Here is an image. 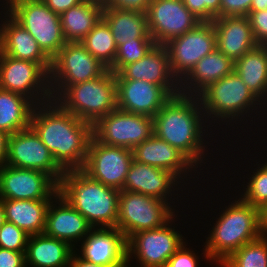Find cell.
<instances>
[{
    "mask_svg": "<svg viewBox=\"0 0 267 267\" xmlns=\"http://www.w3.org/2000/svg\"><path fill=\"white\" fill-rule=\"evenodd\" d=\"M107 70L80 42H67L52 59V99L56 100L70 85L100 77Z\"/></svg>",
    "mask_w": 267,
    "mask_h": 267,
    "instance_id": "9",
    "label": "cell"
},
{
    "mask_svg": "<svg viewBox=\"0 0 267 267\" xmlns=\"http://www.w3.org/2000/svg\"><path fill=\"white\" fill-rule=\"evenodd\" d=\"M224 262L229 267H267V239L260 237L246 243Z\"/></svg>",
    "mask_w": 267,
    "mask_h": 267,
    "instance_id": "34",
    "label": "cell"
},
{
    "mask_svg": "<svg viewBox=\"0 0 267 267\" xmlns=\"http://www.w3.org/2000/svg\"><path fill=\"white\" fill-rule=\"evenodd\" d=\"M59 184L49 175L34 169L0 167V199L52 200Z\"/></svg>",
    "mask_w": 267,
    "mask_h": 267,
    "instance_id": "15",
    "label": "cell"
},
{
    "mask_svg": "<svg viewBox=\"0 0 267 267\" xmlns=\"http://www.w3.org/2000/svg\"><path fill=\"white\" fill-rule=\"evenodd\" d=\"M173 218H176L175 215L162 227L142 230L131 235L126 240L127 261L130 262V258L134 256L141 267L164 266L185 242L182 234L180 235L174 226L171 227L175 221Z\"/></svg>",
    "mask_w": 267,
    "mask_h": 267,
    "instance_id": "12",
    "label": "cell"
},
{
    "mask_svg": "<svg viewBox=\"0 0 267 267\" xmlns=\"http://www.w3.org/2000/svg\"><path fill=\"white\" fill-rule=\"evenodd\" d=\"M107 267H129V262L127 261V259L122 262L121 264H117V265H112V266H107Z\"/></svg>",
    "mask_w": 267,
    "mask_h": 267,
    "instance_id": "51",
    "label": "cell"
},
{
    "mask_svg": "<svg viewBox=\"0 0 267 267\" xmlns=\"http://www.w3.org/2000/svg\"><path fill=\"white\" fill-rule=\"evenodd\" d=\"M6 2V7L8 8L13 2H16V1H18V0H5Z\"/></svg>",
    "mask_w": 267,
    "mask_h": 267,
    "instance_id": "53",
    "label": "cell"
},
{
    "mask_svg": "<svg viewBox=\"0 0 267 267\" xmlns=\"http://www.w3.org/2000/svg\"><path fill=\"white\" fill-rule=\"evenodd\" d=\"M30 235L9 221L0 227V248L16 252H26Z\"/></svg>",
    "mask_w": 267,
    "mask_h": 267,
    "instance_id": "37",
    "label": "cell"
},
{
    "mask_svg": "<svg viewBox=\"0 0 267 267\" xmlns=\"http://www.w3.org/2000/svg\"><path fill=\"white\" fill-rule=\"evenodd\" d=\"M164 46L169 53L171 71L180 82L197 62L217 48L214 25L201 22Z\"/></svg>",
    "mask_w": 267,
    "mask_h": 267,
    "instance_id": "13",
    "label": "cell"
},
{
    "mask_svg": "<svg viewBox=\"0 0 267 267\" xmlns=\"http://www.w3.org/2000/svg\"><path fill=\"white\" fill-rule=\"evenodd\" d=\"M210 231L205 244V258L225 261L246 243L260 238L259 208L239 198L225 207Z\"/></svg>",
    "mask_w": 267,
    "mask_h": 267,
    "instance_id": "4",
    "label": "cell"
},
{
    "mask_svg": "<svg viewBox=\"0 0 267 267\" xmlns=\"http://www.w3.org/2000/svg\"><path fill=\"white\" fill-rule=\"evenodd\" d=\"M5 10L32 35L51 60L67 43L59 15L42 0H18Z\"/></svg>",
    "mask_w": 267,
    "mask_h": 267,
    "instance_id": "7",
    "label": "cell"
},
{
    "mask_svg": "<svg viewBox=\"0 0 267 267\" xmlns=\"http://www.w3.org/2000/svg\"><path fill=\"white\" fill-rule=\"evenodd\" d=\"M247 17L250 21L255 42L258 45L267 46V9L250 11Z\"/></svg>",
    "mask_w": 267,
    "mask_h": 267,
    "instance_id": "38",
    "label": "cell"
},
{
    "mask_svg": "<svg viewBox=\"0 0 267 267\" xmlns=\"http://www.w3.org/2000/svg\"><path fill=\"white\" fill-rule=\"evenodd\" d=\"M152 0H107L105 7L146 13Z\"/></svg>",
    "mask_w": 267,
    "mask_h": 267,
    "instance_id": "41",
    "label": "cell"
},
{
    "mask_svg": "<svg viewBox=\"0 0 267 267\" xmlns=\"http://www.w3.org/2000/svg\"><path fill=\"white\" fill-rule=\"evenodd\" d=\"M146 15L149 33L156 45L164 46L201 23L182 0H152Z\"/></svg>",
    "mask_w": 267,
    "mask_h": 267,
    "instance_id": "17",
    "label": "cell"
},
{
    "mask_svg": "<svg viewBox=\"0 0 267 267\" xmlns=\"http://www.w3.org/2000/svg\"><path fill=\"white\" fill-rule=\"evenodd\" d=\"M132 162L131 149L108 146L92 136L82 170L103 185L121 191Z\"/></svg>",
    "mask_w": 267,
    "mask_h": 267,
    "instance_id": "14",
    "label": "cell"
},
{
    "mask_svg": "<svg viewBox=\"0 0 267 267\" xmlns=\"http://www.w3.org/2000/svg\"><path fill=\"white\" fill-rule=\"evenodd\" d=\"M6 221L12 222L28 235L43 234L46 213L51 200H1Z\"/></svg>",
    "mask_w": 267,
    "mask_h": 267,
    "instance_id": "28",
    "label": "cell"
},
{
    "mask_svg": "<svg viewBox=\"0 0 267 267\" xmlns=\"http://www.w3.org/2000/svg\"><path fill=\"white\" fill-rule=\"evenodd\" d=\"M59 194L93 229L116 228L120 190L103 185L78 169L64 172Z\"/></svg>",
    "mask_w": 267,
    "mask_h": 267,
    "instance_id": "3",
    "label": "cell"
},
{
    "mask_svg": "<svg viewBox=\"0 0 267 267\" xmlns=\"http://www.w3.org/2000/svg\"><path fill=\"white\" fill-rule=\"evenodd\" d=\"M81 243V258L104 267L127 259L126 238L117 228H96Z\"/></svg>",
    "mask_w": 267,
    "mask_h": 267,
    "instance_id": "23",
    "label": "cell"
},
{
    "mask_svg": "<svg viewBox=\"0 0 267 267\" xmlns=\"http://www.w3.org/2000/svg\"><path fill=\"white\" fill-rule=\"evenodd\" d=\"M54 202L58 206L53 204ZM92 229L86 218L59 193L54 197V201L51 200L46 213L45 235L65 241L74 247L73 242L83 240Z\"/></svg>",
    "mask_w": 267,
    "mask_h": 267,
    "instance_id": "20",
    "label": "cell"
},
{
    "mask_svg": "<svg viewBox=\"0 0 267 267\" xmlns=\"http://www.w3.org/2000/svg\"><path fill=\"white\" fill-rule=\"evenodd\" d=\"M260 236L267 239V204L259 209Z\"/></svg>",
    "mask_w": 267,
    "mask_h": 267,
    "instance_id": "48",
    "label": "cell"
},
{
    "mask_svg": "<svg viewBox=\"0 0 267 267\" xmlns=\"http://www.w3.org/2000/svg\"><path fill=\"white\" fill-rule=\"evenodd\" d=\"M85 1L95 2L105 6L107 0H85Z\"/></svg>",
    "mask_w": 267,
    "mask_h": 267,
    "instance_id": "52",
    "label": "cell"
},
{
    "mask_svg": "<svg viewBox=\"0 0 267 267\" xmlns=\"http://www.w3.org/2000/svg\"><path fill=\"white\" fill-rule=\"evenodd\" d=\"M117 108L154 117L172 95L162 86L145 80L116 79Z\"/></svg>",
    "mask_w": 267,
    "mask_h": 267,
    "instance_id": "18",
    "label": "cell"
},
{
    "mask_svg": "<svg viewBox=\"0 0 267 267\" xmlns=\"http://www.w3.org/2000/svg\"><path fill=\"white\" fill-rule=\"evenodd\" d=\"M67 242L47 235H30L25 253L26 266L69 267L75 250Z\"/></svg>",
    "mask_w": 267,
    "mask_h": 267,
    "instance_id": "27",
    "label": "cell"
},
{
    "mask_svg": "<svg viewBox=\"0 0 267 267\" xmlns=\"http://www.w3.org/2000/svg\"><path fill=\"white\" fill-rule=\"evenodd\" d=\"M219 264H221L220 267H229L224 261L219 262Z\"/></svg>",
    "mask_w": 267,
    "mask_h": 267,
    "instance_id": "54",
    "label": "cell"
},
{
    "mask_svg": "<svg viewBox=\"0 0 267 267\" xmlns=\"http://www.w3.org/2000/svg\"><path fill=\"white\" fill-rule=\"evenodd\" d=\"M10 135L0 130V167L6 165Z\"/></svg>",
    "mask_w": 267,
    "mask_h": 267,
    "instance_id": "46",
    "label": "cell"
},
{
    "mask_svg": "<svg viewBox=\"0 0 267 267\" xmlns=\"http://www.w3.org/2000/svg\"><path fill=\"white\" fill-rule=\"evenodd\" d=\"M25 253L0 248V267H26Z\"/></svg>",
    "mask_w": 267,
    "mask_h": 267,
    "instance_id": "42",
    "label": "cell"
},
{
    "mask_svg": "<svg viewBox=\"0 0 267 267\" xmlns=\"http://www.w3.org/2000/svg\"><path fill=\"white\" fill-rule=\"evenodd\" d=\"M34 106L26 96L0 89V130L11 135L29 128Z\"/></svg>",
    "mask_w": 267,
    "mask_h": 267,
    "instance_id": "32",
    "label": "cell"
},
{
    "mask_svg": "<svg viewBox=\"0 0 267 267\" xmlns=\"http://www.w3.org/2000/svg\"><path fill=\"white\" fill-rule=\"evenodd\" d=\"M190 12L201 22H204V3L202 0H182Z\"/></svg>",
    "mask_w": 267,
    "mask_h": 267,
    "instance_id": "45",
    "label": "cell"
},
{
    "mask_svg": "<svg viewBox=\"0 0 267 267\" xmlns=\"http://www.w3.org/2000/svg\"><path fill=\"white\" fill-rule=\"evenodd\" d=\"M186 242L169 258L162 267H198V257L187 248Z\"/></svg>",
    "mask_w": 267,
    "mask_h": 267,
    "instance_id": "39",
    "label": "cell"
},
{
    "mask_svg": "<svg viewBox=\"0 0 267 267\" xmlns=\"http://www.w3.org/2000/svg\"><path fill=\"white\" fill-rule=\"evenodd\" d=\"M0 89L22 94L35 105L52 100L50 74L40 64L6 56L1 51Z\"/></svg>",
    "mask_w": 267,
    "mask_h": 267,
    "instance_id": "10",
    "label": "cell"
},
{
    "mask_svg": "<svg viewBox=\"0 0 267 267\" xmlns=\"http://www.w3.org/2000/svg\"><path fill=\"white\" fill-rule=\"evenodd\" d=\"M155 45L153 38H137L120 44L110 70L115 74L119 73L126 65L144 57Z\"/></svg>",
    "mask_w": 267,
    "mask_h": 267,
    "instance_id": "35",
    "label": "cell"
},
{
    "mask_svg": "<svg viewBox=\"0 0 267 267\" xmlns=\"http://www.w3.org/2000/svg\"><path fill=\"white\" fill-rule=\"evenodd\" d=\"M69 267H104L102 265L94 264L91 262H88L80 257V254L78 256L75 251L71 255L70 264Z\"/></svg>",
    "mask_w": 267,
    "mask_h": 267,
    "instance_id": "47",
    "label": "cell"
},
{
    "mask_svg": "<svg viewBox=\"0 0 267 267\" xmlns=\"http://www.w3.org/2000/svg\"><path fill=\"white\" fill-rule=\"evenodd\" d=\"M6 219H5V211H4V207L2 205V201L0 199V227L5 223Z\"/></svg>",
    "mask_w": 267,
    "mask_h": 267,
    "instance_id": "50",
    "label": "cell"
},
{
    "mask_svg": "<svg viewBox=\"0 0 267 267\" xmlns=\"http://www.w3.org/2000/svg\"><path fill=\"white\" fill-rule=\"evenodd\" d=\"M56 101L65 110L94 126L117 109L115 73L108 69L100 77L70 85Z\"/></svg>",
    "mask_w": 267,
    "mask_h": 267,
    "instance_id": "5",
    "label": "cell"
},
{
    "mask_svg": "<svg viewBox=\"0 0 267 267\" xmlns=\"http://www.w3.org/2000/svg\"><path fill=\"white\" fill-rule=\"evenodd\" d=\"M103 5L83 1L59 15L66 42H80L101 20Z\"/></svg>",
    "mask_w": 267,
    "mask_h": 267,
    "instance_id": "30",
    "label": "cell"
},
{
    "mask_svg": "<svg viewBox=\"0 0 267 267\" xmlns=\"http://www.w3.org/2000/svg\"><path fill=\"white\" fill-rule=\"evenodd\" d=\"M30 127L64 172L84 167L93 136L90 123L82 121L52 99L34 106Z\"/></svg>",
    "mask_w": 267,
    "mask_h": 267,
    "instance_id": "1",
    "label": "cell"
},
{
    "mask_svg": "<svg viewBox=\"0 0 267 267\" xmlns=\"http://www.w3.org/2000/svg\"><path fill=\"white\" fill-rule=\"evenodd\" d=\"M212 23L217 49L234 62L257 45L248 17H220Z\"/></svg>",
    "mask_w": 267,
    "mask_h": 267,
    "instance_id": "25",
    "label": "cell"
},
{
    "mask_svg": "<svg viewBox=\"0 0 267 267\" xmlns=\"http://www.w3.org/2000/svg\"><path fill=\"white\" fill-rule=\"evenodd\" d=\"M253 0H221L220 17H247Z\"/></svg>",
    "mask_w": 267,
    "mask_h": 267,
    "instance_id": "40",
    "label": "cell"
},
{
    "mask_svg": "<svg viewBox=\"0 0 267 267\" xmlns=\"http://www.w3.org/2000/svg\"><path fill=\"white\" fill-rule=\"evenodd\" d=\"M179 183L181 181L173 173L133 159L121 191L137 192L168 202L169 197L171 200L175 195L172 192L179 190L176 188Z\"/></svg>",
    "mask_w": 267,
    "mask_h": 267,
    "instance_id": "21",
    "label": "cell"
},
{
    "mask_svg": "<svg viewBox=\"0 0 267 267\" xmlns=\"http://www.w3.org/2000/svg\"><path fill=\"white\" fill-rule=\"evenodd\" d=\"M258 164L256 172L249 178L246 185V191L243 192L241 198L256 208H261L267 204V162Z\"/></svg>",
    "mask_w": 267,
    "mask_h": 267,
    "instance_id": "36",
    "label": "cell"
},
{
    "mask_svg": "<svg viewBox=\"0 0 267 267\" xmlns=\"http://www.w3.org/2000/svg\"><path fill=\"white\" fill-rule=\"evenodd\" d=\"M102 18L112 31L117 47L137 38H152L143 12L103 7Z\"/></svg>",
    "mask_w": 267,
    "mask_h": 267,
    "instance_id": "31",
    "label": "cell"
},
{
    "mask_svg": "<svg viewBox=\"0 0 267 267\" xmlns=\"http://www.w3.org/2000/svg\"><path fill=\"white\" fill-rule=\"evenodd\" d=\"M5 15L6 20L0 24V51L6 56L38 63L50 74L52 60L42 51L32 35L7 10Z\"/></svg>",
    "mask_w": 267,
    "mask_h": 267,
    "instance_id": "22",
    "label": "cell"
},
{
    "mask_svg": "<svg viewBox=\"0 0 267 267\" xmlns=\"http://www.w3.org/2000/svg\"><path fill=\"white\" fill-rule=\"evenodd\" d=\"M202 3H204V22L220 18L221 0H202Z\"/></svg>",
    "mask_w": 267,
    "mask_h": 267,
    "instance_id": "44",
    "label": "cell"
},
{
    "mask_svg": "<svg viewBox=\"0 0 267 267\" xmlns=\"http://www.w3.org/2000/svg\"><path fill=\"white\" fill-rule=\"evenodd\" d=\"M46 6L54 13L60 15L69 8L76 6L84 0H42Z\"/></svg>",
    "mask_w": 267,
    "mask_h": 267,
    "instance_id": "43",
    "label": "cell"
},
{
    "mask_svg": "<svg viewBox=\"0 0 267 267\" xmlns=\"http://www.w3.org/2000/svg\"><path fill=\"white\" fill-rule=\"evenodd\" d=\"M235 62L217 48L197 62L180 81V94L198 96L210 84L234 71Z\"/></svg>",
    "mask_w": 267,
    "mask_h": 267,
    "instance_id": "26",
    "label": "cell"
},
{
    "mask_svg": "<svg viewBox=\"0 0 267 267\" xmlns=\"http://www.w3.org/2000/svg\"><path fill=\"white\" fill-rule=\"evenodd\" d=\"M6 165L42 171L58 184L64 175V171L31 127L10 135Z\"/></svg>",
    "mask_w": 267,
    "mask_h": 267,
    "instance_id": "16",
    "label": "cell"
},
{
    "mask_svg": "<svg viewBox=\"0 0 267 267\" xmlns=\"http://www.w3.org/2000/svg\"><path fill=\"white\" fill-rule=\"evenodd\" d=\"M267 9V0H253L250 11H260Z\"/></svg>",
    "mask_w": 267,
    "mask_h": 267,
    "instance_id": "49",
    "label": "cell"
},
{
    "mask_svg": "<svg viewBox=\"0 0 267 267\" xmlns=\"http://www.w3.org/2000/svg\"><path fill=\"white\" fill-rule=\"evenodd\" d=\"M234 70L248 89L267 106V46L257 44L250 49L235 61Z\"/></svg>",
    "mask_w": 267,
    "mask_h": 267,
    "instance_id": "29",
    "label": "cell"
},
{
    "mask_svg": "<svg viewBox=\"0 0 267 267\" xmlns=\"http://www.w3.org/2000/svg\"><path fill=\"white\" fill-rule=\"evenodd\" d=\"M132 152L135 161L169 171L173 173L179 181L187 177L186 175L190 173L192 168H194V172L195 168H197L177 148L158 138L155 134L141 144L135 146ZM182 174H184V176Z\"/></svg>",
    "mask_w": 267,
    "mask_h": 267,
    "instance_id": "24",
    "label": "cell"
},
{
    "mask_svg": "<svg viewBox=\"0 0 267 267\" xmlns=\"http://www.w3.org/2000/svg\"><path fill=\"white\" fill-rule=\"evenodd\" d=\"M154 134L152 117L116 109L93 126V136L108 146L133 149Z\"/></svg>",
    "mask_w": 267,
    "mask_h": 267,
    "instance_id": "11",
    "label": "cell"
},
{
    "mask_svg": "<svg viewBox=\"0 0 267 267\" xmlns=\"http://www.w3.org/2000/svg\"><path fill=\"white\" fill-rule=\"evenodd\" d=\"M116 79L145 80L164 87L172 96L180 94V82L173 75L165 46L155 45L140 60L126 65Z\"/></svg>",
    "mask_w": 267,
    "mask_h": 267,
    "instance_id": "19",
    "label": "cell"
},
{
    "mask_svg": "<svg viewBox=\"0 0 267 267\" xmlns=\"http://www.w3.org/2000/svg\"><path fill=\"white\" fill-rule=\"evenodd\" d=\"M198 98L206 121H210V118L211 120L214 119L213 121L215 122L218 118V121L221 120L223 122L224 120V122L227 121V124L229 120L230 123L233 119L237 121L238 119L243 120L245 114L250 113V111L252 113L254 109L257 111L258 106L256 105H260V108L264 105L248 89L235 70L210 84L198 95Z\"/></svg>",
    "mask_w": 267,
    "mask_h": 267,
    "instance_id": "6",
    "label": "cell"
},
{
    "mask_svg": "<svg viewBox=\"0 0 267 267\" xmlns=\"http://www.w3.org/2000/svg\"><path fill=\"white\" fill-rule=\"evenodd\" d=\"M172 202L137 192L120 191L116 228L126 240L133 234L162 227L175 214Z\"/></svg>",
    "mask_w": 267,
    "mask_h": 267,
    "instance_id": "8",
    "label": "cell"
},
{
    "mask_svg": "<svg viewBox=\"0 0 267 267\" xmlns=\"http://www.w3.org/2000/svg\"><path fill=\"white\" fill-rule=\"evenodd\" d=\"M198 99L182 94L172 96L153 117L154 134L177 148L197 168L204 163L203 127L206 126L203 124L208 123L204 122L205 114Z\"/></svg>",
    "mask_w": 267,
    "mask_h": 267,
    "instance_id": "2",
    "label": "cell"
},
{
    "mask_svg": "<svg viewBox=\"0 0 267 267\" xmlns=\"http://www.w3.org/2000/svg\"><path fill=\"white\" fill-rule=\"evenodd\" d=\"M80 43L108 69L113 67L117 45L110 26L103 18Z\"/></svg>",
    "mask_w": 267,
    "mask_h": 267,
    "instance_id": "33",
    "label": "cell"
}]
</instances>
